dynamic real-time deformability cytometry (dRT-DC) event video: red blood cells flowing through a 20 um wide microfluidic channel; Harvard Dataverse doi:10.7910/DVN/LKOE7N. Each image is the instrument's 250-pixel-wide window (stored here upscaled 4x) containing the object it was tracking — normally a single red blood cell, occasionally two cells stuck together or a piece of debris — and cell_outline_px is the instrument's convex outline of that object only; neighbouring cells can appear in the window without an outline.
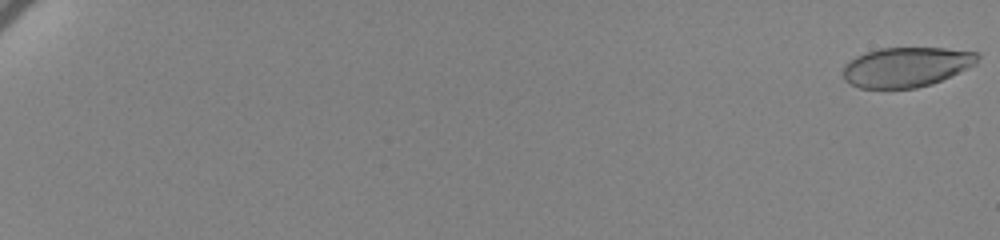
{"species": "human", "species_latin": "Homo sapiens", "temperature_condition": "cold", "stored_images_in_passage": 14, "camera_frame_rate_fps": 3000, "um_per_image_px": 0.085, "donor": {"sex": "female"}, "frame": {"image": 1, "passage_image": 1, "time_ms": 0.0, "image_size_px": [1000, 240], "cell_outline_px": [[980, 56], [976, 64], [968, 68], [932, 84], [916, 88], [860, 88], [844, 80], [844, 64], [856, 56], [864, 52], [880, 48], [944, 48], [976, 52]], "centroid_in_image_um": [77.03, 5.69], "position_along_channel_um": 8.0, "area_um2": 31.15}}